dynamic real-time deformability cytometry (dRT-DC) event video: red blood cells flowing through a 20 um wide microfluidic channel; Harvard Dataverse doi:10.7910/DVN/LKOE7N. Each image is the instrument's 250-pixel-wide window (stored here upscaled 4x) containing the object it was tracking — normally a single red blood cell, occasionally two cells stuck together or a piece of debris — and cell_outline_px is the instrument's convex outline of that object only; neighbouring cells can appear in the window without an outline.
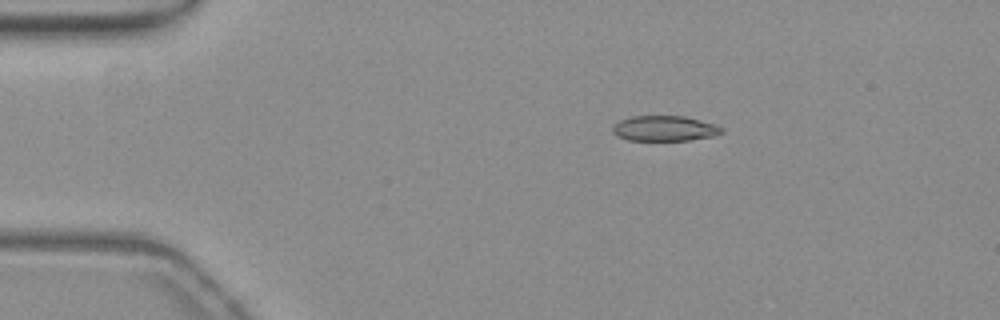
{"species": "common noctule bat (a hibernating species)", "species_latin": "Nyctalus noctula", "temperature_condition": "warm", "stored_images_in_passage": 22, "camera_frame_rate_fps": 3000, "um_per_image_px": 0.085, "animal": {"sex": "female", "body_mass_g": 19.3, "forearm_length_mm": 54.1}, "frame": {"image": 1, "passage_image": 1, "time_ms": 0.0, "image_size_px": [1000, 320], "cell_outline_px": [[724, 132], [712, 136], [688, 140], [628, 140], [616, 136], [612, 132], [612, 128], [620, 120], [632, 116], [684, 116], [716, 124], [724, 128]], "centroid_in_image_um": [56.5, 10.91], "position_along_channel_um": 28.5, "area_um2": 16.07}}
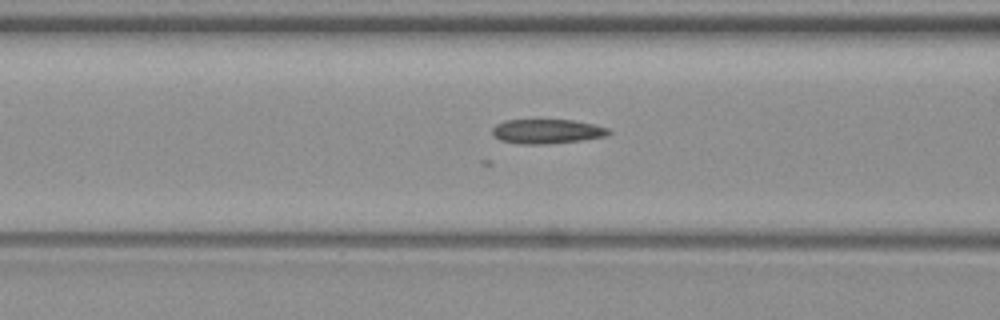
{"frame": {"image": 2, "passage_image": 13, "time_ms": 4.0, "image_size_px": [1000, 320], "cell_outline_px": [[612, 132], [608, 136], [580, 140], [548, 144], [520, 144], [500, 140], [492, 136], [492, 128], [496, 124], [504, 120], [572, 120], [592, 124], [608, 128]], "centroid_in_image_um": [46.47, 11.17], "position_along_channel_um": 120.1, "area_um2": 16.65}}
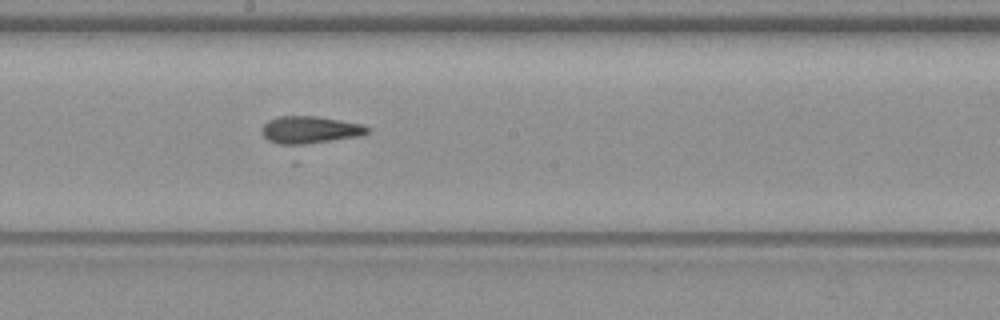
{"frame": {"image": 3, "passage_image": 21, "time_ms": 6.667, "image_size_px": [1000, 320], "cell_outline_px": [[368, 132], [360, 136], [296, 164], [292, 164], [264, 136], [264, 124], [268, 120], [280, 116], [316, 116], [340, 120], [360, 124], [368, 128]], "centroid_in_image_um": [26.28, 11.5], "position_along_channel_um": 221.9, "area_um2": 22.89}}